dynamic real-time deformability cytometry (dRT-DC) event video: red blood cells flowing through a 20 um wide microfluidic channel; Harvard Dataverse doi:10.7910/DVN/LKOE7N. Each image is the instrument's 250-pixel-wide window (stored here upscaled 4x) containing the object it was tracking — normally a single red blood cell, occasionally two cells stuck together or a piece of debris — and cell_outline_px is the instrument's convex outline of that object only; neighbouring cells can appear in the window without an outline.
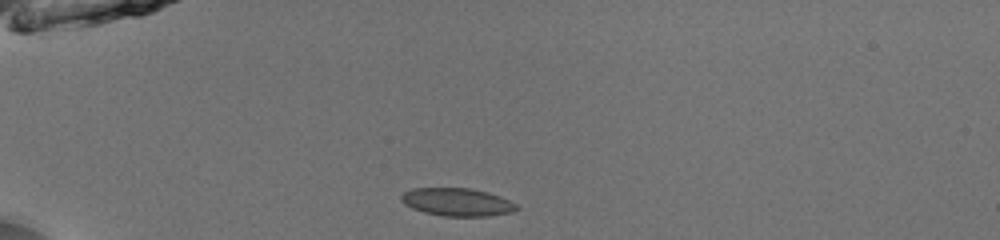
{"species": "common noctule bat (a hibernating species)", "species_latin": "Nyctalus noctula", "temperature_condition": "room temperature", "stored_images_in_passage": 38, "camera_frame_rate_fps": 3000, "um_per_image_px": 0.085, "animal": {"sex": "male", "body_mass_g": 13.0, "forearm_length_mm": 53.1}, "frame": {"image": 1, "passage_image": 1, "time_ms": 0.0, "image_size_px": [1000, 240], "cell_outline_px": [[520, 208], [512, 212], [488, 216], [444, 216], [424, 212], [412, 208], [404, 204], [400, 200], [400, 196], [404, 192], [412, 188], [468, 188], [488, 192], [500, 196], [516, 204]], "centroid_in_image_um": [38.84, 17.17], "position_along_channel_um": 46.2, "area_um2": 18.79}}
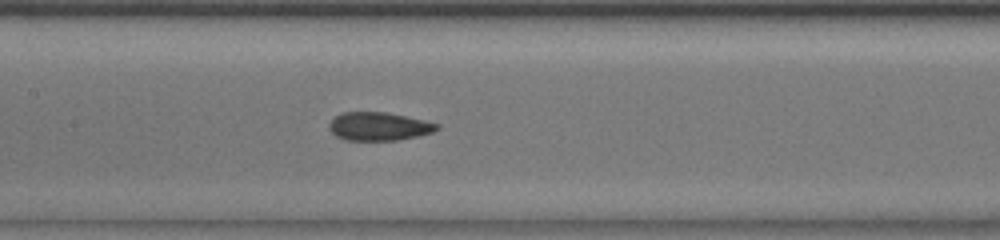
{"frame": {"image": 2, "passage_image": 13, "time_ms": 4.0, "image_size_px": [1000, 240], "cell_outline_px": [[440, 128], [432, 132], [420, 136], [396, 140], [344, 140], [336, 136], [328, 128], [328, 124], [336, 116], [344, 112], [384, 112], [404, 116], [440, 124]], "centroid_in_image_um": [32.2, 10.75], "position_along_channel_um": 175.2, "area_um2": 17.69}}
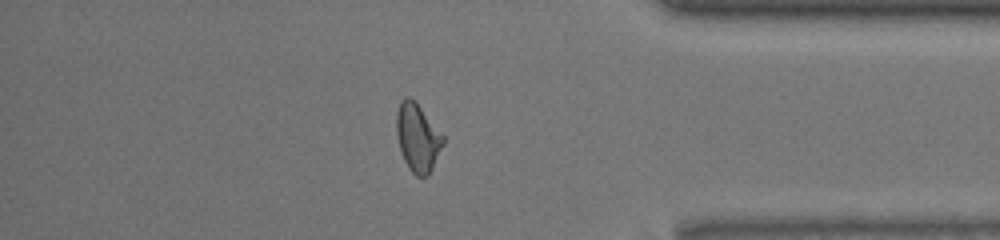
{"frame": {"image": 3, "passage_image": 31, "time_ms": 10.0, "image_size_px": [1000, 240], "cell_outline_px": [[444, 144], [428, 176], [416, 176], [408, 168], [404, 160], [400, 148], [396, 132], [396, 112], [400, 100], [404, 96], [408, 96], [416, 100], [444, 136]], "centroid_in_image_um": [35.49, 11.65], "position_along_channel_um": 399.7, "area_um2": 18.73}, "authors_computed_cell_mechanics": {"area_um2": 18.0625, "velocity_mm_per_s": 4.0008, "shape_relaxation_time_tau1_ms": 8.0434, "shape_relaxation_time_tau2_ms": 1.2601, "deformation_change_tau1": 0.1902, "deformation_change_tau2": 0.0684}}